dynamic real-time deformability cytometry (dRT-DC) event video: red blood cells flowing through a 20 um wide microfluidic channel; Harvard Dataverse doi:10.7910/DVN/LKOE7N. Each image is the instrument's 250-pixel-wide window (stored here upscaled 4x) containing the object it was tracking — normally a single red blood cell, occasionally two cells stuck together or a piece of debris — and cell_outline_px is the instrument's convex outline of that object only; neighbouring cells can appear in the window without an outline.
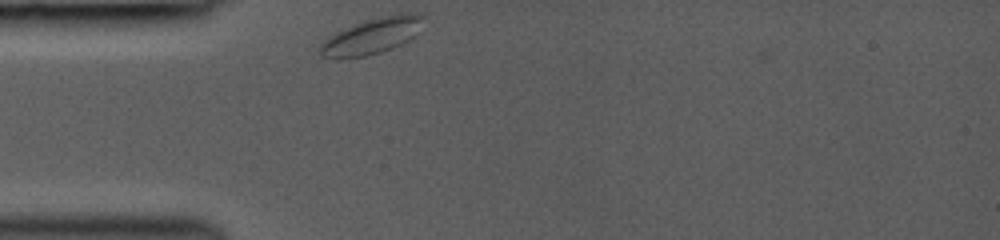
{"species": "common noctule bat (a hibernating species)", "species_latin": "Nyctalus noctula", "temperature_condition": "room temperature", "stored_images_in_passage": 30, "camera_frame_rate_fps": 3000, "um_per_image_px": 0.085, "animal": {"sex": "female", "body_mass_g": 19.0, "forearm_length_mm": 53.3}, "frame": {"image": 1, "passage_image": 1, "time_ms": 0.0, "image_size_px": [1000, 240], "cell_outline_px": [[424, 16], [412, 36], [408, 40], [392, 48], [380, 52], [364, 56], [340, 60], [336, 60], [320, 56], [320, 44], [328, 36], [356, 24], [380, 16], [408, 12], [412, 12]], "centroid_in_image_um": [31.52, 3.1], "position_along_channel_um": 53.5, "area_um2": 21.27}}
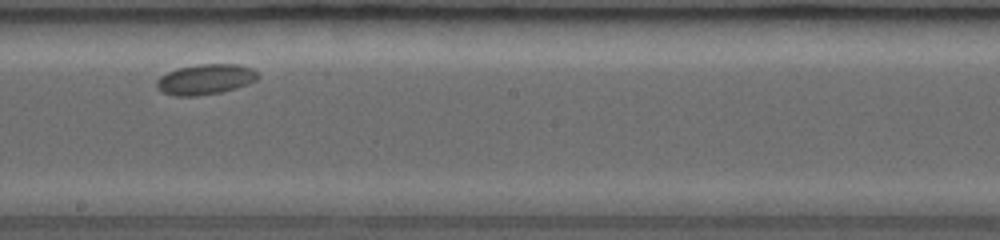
{"frame": {"image": 2, "passage_image": 16, "time_ms": 5.0, "image_size_px": [1000, 240], "cell_outline_px": [[260, 76], [256, 80], [248, 84], [236, 88], [220, 92], [196, 96], [176, 96], [164, 92], [156, 88], [156, 80], [160, 76], [176, 68], [196, 64], [240, 64], [252, 68]], "centroid_in_image_um": [17.46, 6.73], "position_along_channel_um": 230.7, "area_um2": 18.03}}
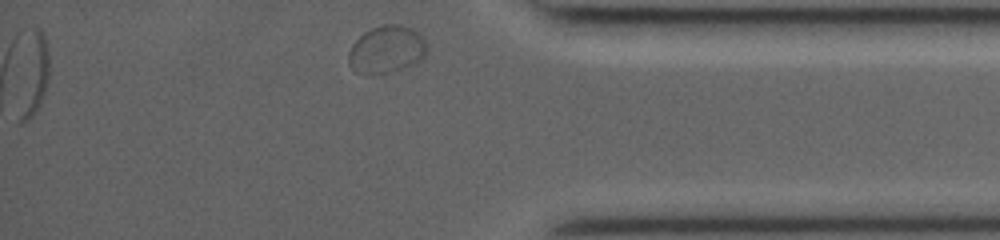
{"frame": {"image": 3, "passage_image": 30, "time_ms": 9.667, "image_size_px": [1000, 240], "cell_outline_px": [[428, 52], [416, 64], [388, 72], [372, 76], [368, 76], [356, 72], [348, 64], [348, 52], [352, 44], [364, 32], [372, 28], [384, 24], [400, 24], [412, 28], [424, 36], [428, 48]], "centroid_in_image_um": [32.87, 4.22], "position_along_channel_um": 402.3, "area_um2": 22.2}, "authors_computed_cell_mechanics": {"area_um2": 18.0336, "velocity_mm_per_s": 3.7438, "shape_relaxation_time_tau1_ms": 0.0272, "shape_relaxation_time_tau2_ms": null, "deformation_change_tau1": 0.0194, "deformation_change_tau2": null}}